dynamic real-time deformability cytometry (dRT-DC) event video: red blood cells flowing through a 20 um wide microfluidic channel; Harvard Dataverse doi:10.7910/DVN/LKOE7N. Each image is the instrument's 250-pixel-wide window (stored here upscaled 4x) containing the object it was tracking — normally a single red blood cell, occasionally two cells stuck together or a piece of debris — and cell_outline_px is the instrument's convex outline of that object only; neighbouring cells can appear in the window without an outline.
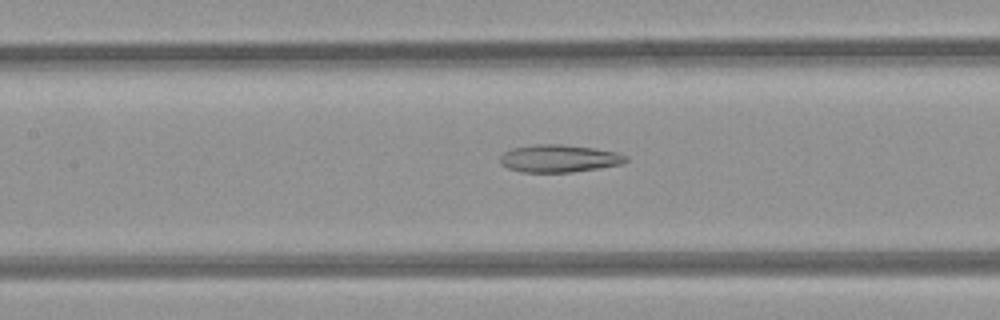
{"species": "common noctule bat (a hibernating species)", "species_latin": "Nyctalus noctula", "temperature_condition": "room temperature", "stored_images_in_passage": 50, "camera_frame_rate_fps": 3000, "um_per_image_px": 0.085, "animal": {"sex": "female", "body_mass_g": 21.9}, "frame": {"image": 1, "passage_image": 23, "time_ms": 7.333, "image_size_px": [1000, 320], "cell_outline_px": [[628, 160], [620, 164], [600, 168], [572, 172], [524, 172], [508, 168], [500, 164], [500, 156], [504, 152], [512, 148], [536, 144], [560, 144], [592, 148], [616, 152], [628, 156]], "centroid_in_image_um": [47.51, 13.47], "position_along_channel_um": 159.9, "area_um2": 20.11}}
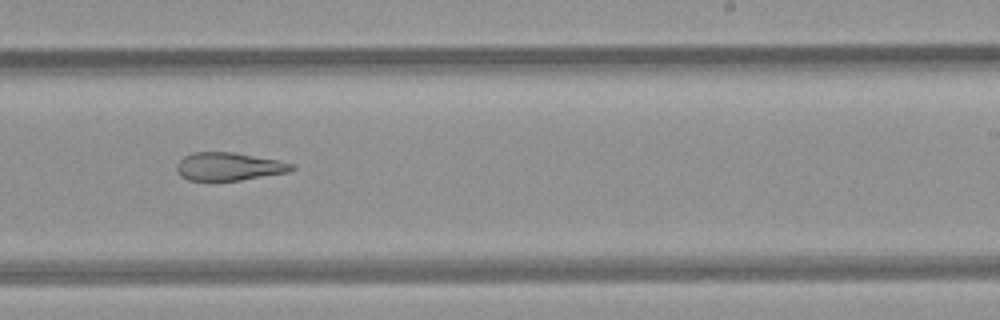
{"frame": {"image": 2, "passage_image": 31, "time_ms": 10.0, "image_size_px": [1000, 320], "cell_outline_px": [[296, 168], [288, 172], [216, 184], [188, 180], [180, 176], [176, 172], [176, 164], [184, 156], [192, 152], [232, 152], [280, 160], [292, 164]], "centroid_in_image_um": [19.38, 14.19], "position_along_channel_um": 269.6, "area_um2": 19.54}}
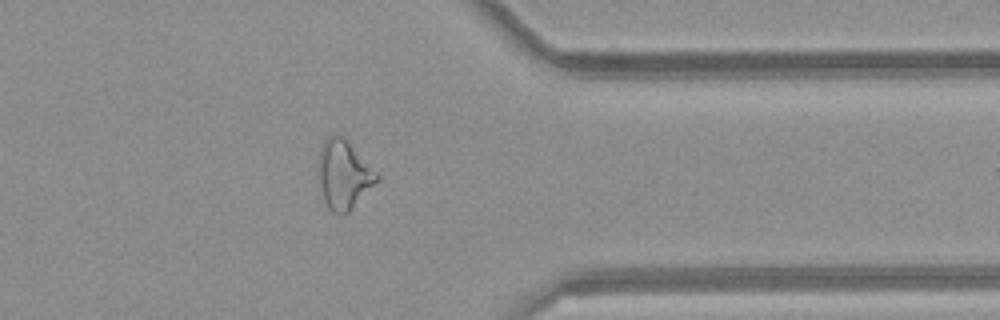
{"frame": {"image": 3, "passage_image": 40, "time_ms": 13.0, "image_size_px": [1000, 320], "cell_outline_px": [[380, 180], [348, 212], [340, 216], [332, 212], [328, 208], [324, 200], [320, 180], [320, 152], [324, 140], [328, 136], [336, 132], [344, 136], [380, 176]], "centroid_in_image_um": [29.25, 14.83], "position_along_channel_um": 382.1, "area_um2": 23.24}, "authors_computed_cell_mechanics": {"area_um2": 24.1893, "velocity_mm_per_s": 4.1367, "shape_relaxation_time_tau1_ms": null, "shape_relaxation_time_tau2_ms": 9.5684, "deformation_change_tau1": null, "deformation_change_tau2": 0.2576}}